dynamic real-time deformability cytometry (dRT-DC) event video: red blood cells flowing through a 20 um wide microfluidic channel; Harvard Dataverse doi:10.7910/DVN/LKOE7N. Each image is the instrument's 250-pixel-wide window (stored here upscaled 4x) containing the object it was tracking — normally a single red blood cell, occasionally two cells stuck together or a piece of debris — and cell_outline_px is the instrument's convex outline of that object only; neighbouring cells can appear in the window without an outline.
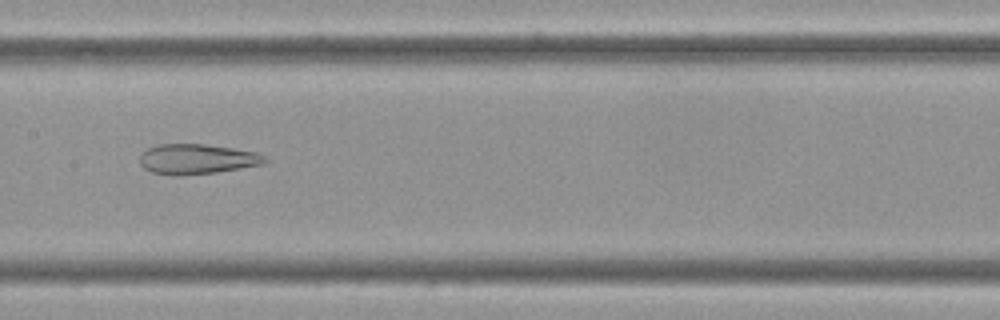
{"species": "Egyptian fruit bat (a non-hibernating species)", "species_latin": "Rousettus aegyptiacus", "temperature_condition": "cold", "stored_images_in_passage": 59, "camera_frame_rate_fps": 3000, "um_per_image_px": 0.085, "frame": {"image": 1, "passage_image": 30, "time_ms": 9.667, "image_size_px": [1000, 320], "cell_outline_px": [[268, 160], [264, 164], [216, 172], [180, 176], [176, 176], [152, 172], [144, 168], [140, 164], [140, 156], [148, 148], [160, 144], [204, 144], [232, 148], [256, 152], [264, 156]], "centroid_in_image_um": [16.74, 13.53], "position_along_channel_um": 190.7, "area_um2": 21.85}}
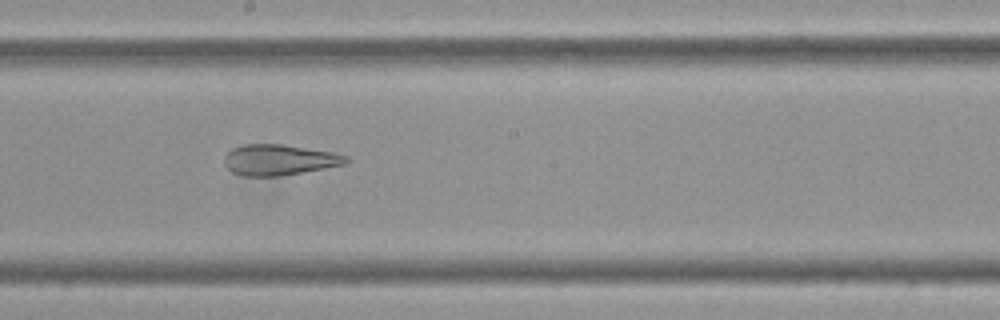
{"frame": {"image": 2, "passage_image": 33, "time_ms": 10.667, "image_size_px": [1000, 320], "cell_outline_px": [[352, 160], [348, 164], [276, 176], [244, 176], [232, 172], [224, 164], [224, 156], [232, 148], [244, 144], [280, 144], [332, 152], [348, 156]], "centroid_in_image_um": [23.74, 13.58], "position_along_channel_um": 224.5, "area_um2": 21.73}}
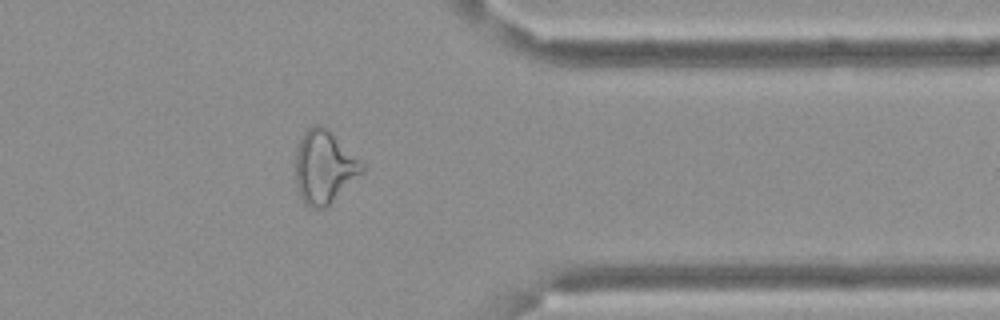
{"frame": {"image": 3, "passage_image": 48, "time_ms": 15.667, "image_size_px": [1000, 320], "cell_outline_px": [[364, 172], [324, 208], [308, 208], [304, 204], [300, 196], [296, 184], [296, 148], [304, 132], [308, 128], [316, 124], [320, 124], [328, 128], [364, 164]], "centroid_in_image_um": [27.55, 14.19], "position_along_channel_um": 383.9, "area_um2": 28.21}, "authors_computed_cell_mechanics": {"area_um2": 28.8422, "velocity_mm_per_s": 3.3936, "shape_relaxation_time_tau1_ms": null, "shape_relaxation_time_tau2_ms": 3.0382, "deformation_change_tau1": null, "deformation_change_tau2": 0.1343}}